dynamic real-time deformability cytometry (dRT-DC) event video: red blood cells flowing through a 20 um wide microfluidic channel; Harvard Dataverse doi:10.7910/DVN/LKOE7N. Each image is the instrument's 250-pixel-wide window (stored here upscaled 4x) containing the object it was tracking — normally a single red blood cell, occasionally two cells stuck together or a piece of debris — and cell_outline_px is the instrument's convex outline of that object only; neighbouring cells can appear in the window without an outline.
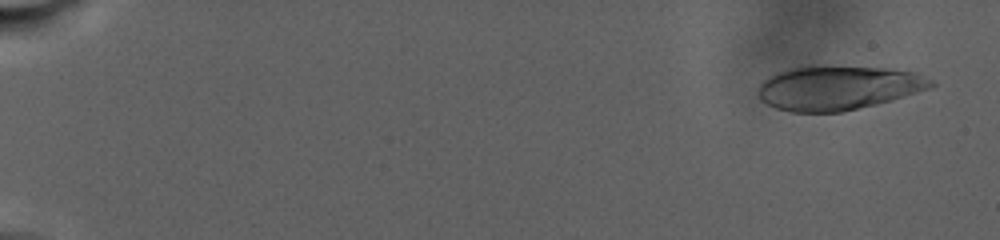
{"species": "human", "species_latin": "Homo sapiens", "temperature_condition": "warm", "stored_images_in_passage": 25, "camera_frame_rate_fps": 3000, "um_per_image_px": 0.085, "donor": {"sex": "male"}, "frame": {"image": 1, "passage_image": 2, "time_ms": 1.0, "image_size_px": [1000, 240], "cell_outline_px": [[936, 84], [932, 88], [892, 100], [876, 104], [840, 112], [792, 112], [776, 108], [760, 100], [756, 92], [760, 84], [768, 76], [792, 68], [808, 64], [820, 64], [888, 68], [916, 72], [932, 80]], "centroid_in_image_um": [71.24, 7.44], "position_along_channel_um": 13.8, "area_um2": 45.32}}
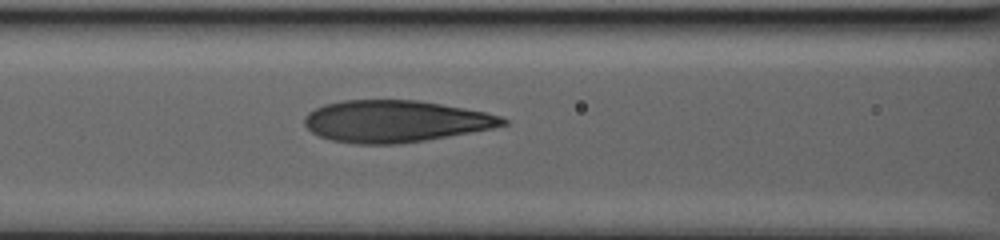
{"frame": {"image": 2, "passage_image": 18, "time_ms": 13.667, "image_size_px": [1000, 240], "cell_outline_px": [[508, 124], [492, 128], [448, 136], [424, 140], [396, 144], [356, 144], [332, 140], [320, 136], [312, 132], [304, 124], [304, 116], [308, 112], [324, 104], [344, 100], [420, 100], [464, 108], [484, 112], [500, 116], [508, 120]], "centroid_in_image_um": [33.58, 10.3], "position_along_channel_um": 133.0, "area_um2": 48.15}}
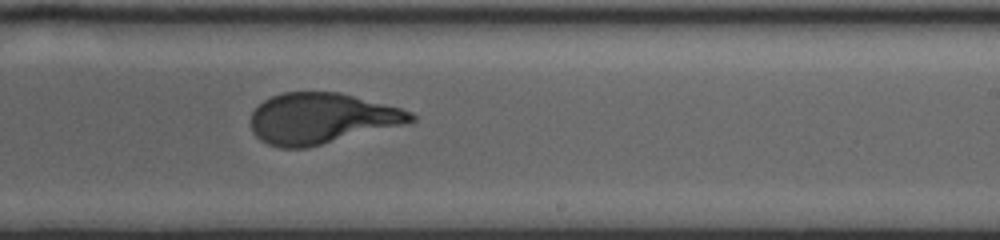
{"frame": {"image": 3, "passage_image": 25, "time_ms": 19.0, "image_size_px": [1000, 240], "cell_outline_px": [[416, 120], [412, 124], [308, 148], [280, 148], [268, 144], [260, 140], [252, 132], [252, 112], [264, 100], [272, 96], [284, 92], [340, 92], [400, 108], [412, 112], [416, 116]], "centroid_in_image_um": [27.4, 10.09], "position_along_channel_um": 261.6, "area_um2": 47.97}}